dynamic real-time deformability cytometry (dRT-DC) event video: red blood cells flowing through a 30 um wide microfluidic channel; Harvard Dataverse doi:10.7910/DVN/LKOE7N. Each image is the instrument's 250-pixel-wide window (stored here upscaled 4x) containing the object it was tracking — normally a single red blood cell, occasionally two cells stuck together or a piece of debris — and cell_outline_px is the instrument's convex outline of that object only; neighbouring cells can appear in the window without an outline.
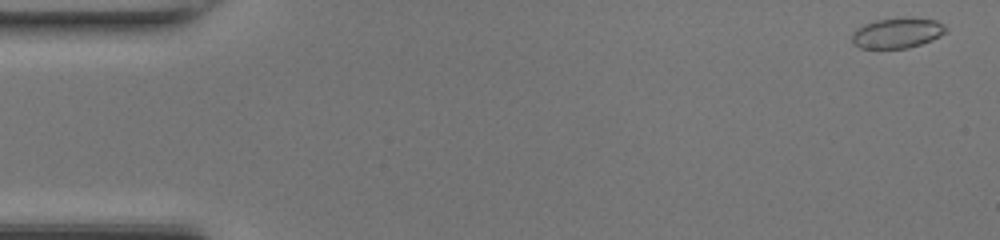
{"species": "common noctule bat (a hibernating species)", "species_latin": "Nyctalus noctula", "temperature_condition": "room temperature", "stored_images_in_passage": 47, "camera_frame_rate_fps": 3000, "um_per_image_px": 0.085, "animal": {"sex": "female", "body_mass_g": 17.0, "forearm_length_mm": 48.0}, "frame": {"image": 1, "passage_image": 1, "time_ms": 0.0, "image_size_px": [1000, 240], "cell_outline_px": [[948, 32], [932, 40], [908, 48], [860, 48], [852, 44], [852, 32], [856, 28], [864, 24], [876, 20], [936, 20], [944, 24], [948, 28]], "centroid_in_image_um": [76.25, 2.85], "position_along_channel_um": 8.8, "area_um2": 16.13}}
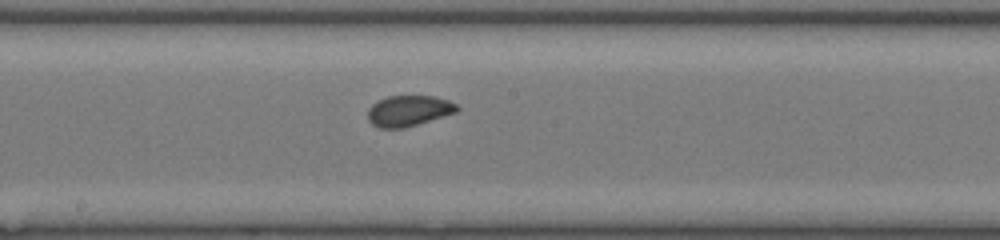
{"frame": {"image": 2, "passage_image": 25, "time_ms": 8.0, "image_size_px": [1000, 240], "cell_outline_px": [[460, 108], [456, 112], [404, 128], [380, 128], [372, 124], [368, 120], [368, 108], [372, 104], [388, 96], [436, 96], [448, 100], [456, 104]], "centroid_in_image_um": [34.73, 9.41], "position_along_channel_um": 213.5, "area_um2": 15.9}}
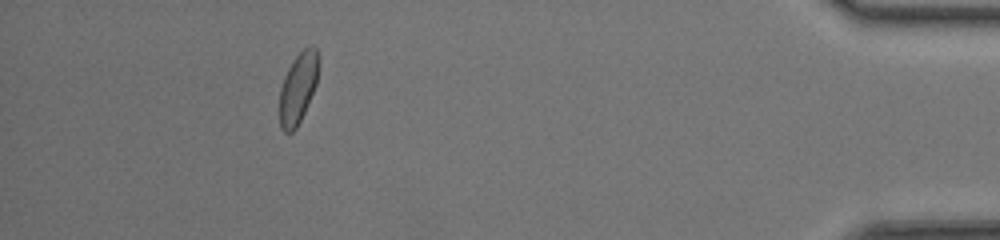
{"frame": {"image": 3, "passage_image": 43, "time_ms": 14.0, "image_size_px": [1000, 240], "cell_outline_px": [[320, 60], [316, 84], [304, 112], [296, 128], [292, 132], [284, 132], [280, 128], [280, 88], [284, 76], [292, 60], [304, 48], [312, 44], [316, 48]], "centroid_in_image_um": [25.34, 7.44], "position_along_channel_um": 409.9, "area_um2": 16.13}, "authors_computed_cell_mechanics": {"area_um2": 16.184, "velocity_mm_per_s": 4.3344, "shape_relaxation_time_tau1_ms": 3.7168, "shape_relaxation_time_tau2_ms": 0.6401, "deformation_change_tau1": 0.0913, "deformation_change_tau2": 0.0343}}